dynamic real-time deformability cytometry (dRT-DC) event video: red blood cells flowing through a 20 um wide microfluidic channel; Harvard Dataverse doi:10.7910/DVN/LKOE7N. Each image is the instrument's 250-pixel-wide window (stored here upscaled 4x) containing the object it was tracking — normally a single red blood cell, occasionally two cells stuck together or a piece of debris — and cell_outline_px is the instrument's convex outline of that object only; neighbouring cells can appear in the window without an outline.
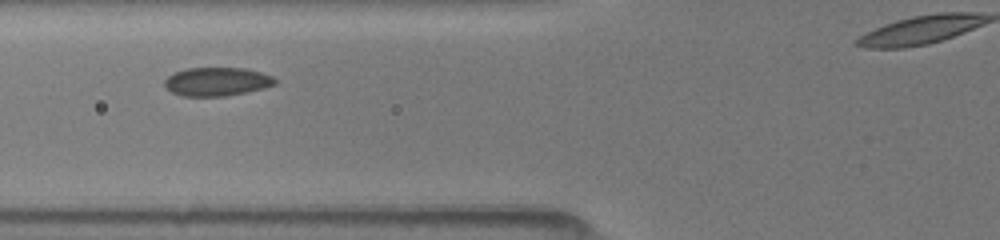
{"species": "common noctule bat (a hibernating species)", "species_latin": "Nyctalus noctula", "temperature_condition": "room temperature", "stored_images_in_passage": 13, "camera_frame_rate_fps": 3000, "um_per_image_px": 0.085, "animal": {"sex": "female", "body_mass_g": 19.5, "forearm_length_mm": 54.1}, "frame": {"image": 1, "passage_image": 4, "time_ms": 1.667, "image_size_px": [1000, 240], "cell_outline_px": [[276, 84], [264, 88], [224, 96], [180, 96], [172, 92], [164, 84], [164, 80], [172, 72], [188, 68], [244, 68], [260, 72], [272, 76], [276, 80]], "centroid_in_image_um": [18.41, 6.93], "position_along_channel_um": 107.4, "area_um2": 18.32}}
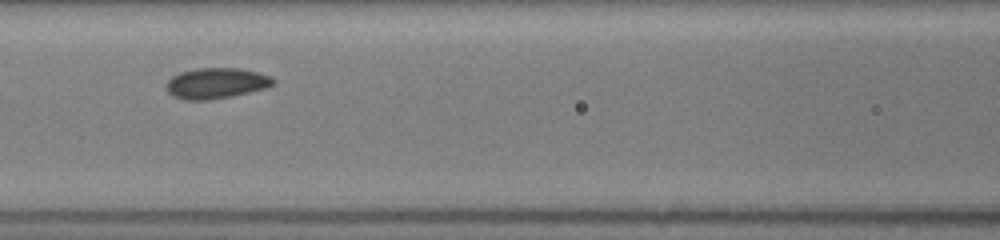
{"frame": {"image": 2, "passage_image": 8, "time_ms": 2.667, "image_size_px": [1000, 240], "cell_outline_px": [[276, 84], [268, 88], [232, 96], [208, 100], [184, 100], [172, 96], [164, 88], [164, 84], [172, 76], [180, 72], [196, 68], [240, 68], [256, 72], [268, 76], [276, 80]], "centroid_in_image_um": [18.35, 7.08], "position_along_channel_um": 148.3, "area_um2": 19.42}}
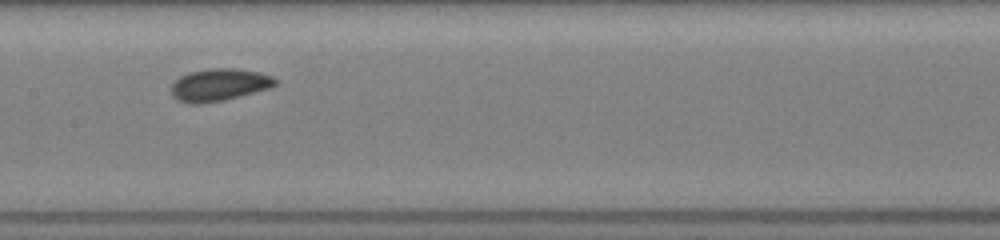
{"frame": {"image": 3, "passage_image": 12, "time_ms": 3.667, "image_size_px": [1000, 240], "cell_outline_px": [[280, 80], [272, 88], [224, 100], [200, 104], [192, 104], [176, 100], [172, 96], [168, 88], [180, 76], [188, 72], [212, 68], [236, 68], [260, 72], [272, 76]], "centroid_in_image_um": [18.63, 7.21], "position_along_channel_um": 188.8, "area_um2": 20.06}}